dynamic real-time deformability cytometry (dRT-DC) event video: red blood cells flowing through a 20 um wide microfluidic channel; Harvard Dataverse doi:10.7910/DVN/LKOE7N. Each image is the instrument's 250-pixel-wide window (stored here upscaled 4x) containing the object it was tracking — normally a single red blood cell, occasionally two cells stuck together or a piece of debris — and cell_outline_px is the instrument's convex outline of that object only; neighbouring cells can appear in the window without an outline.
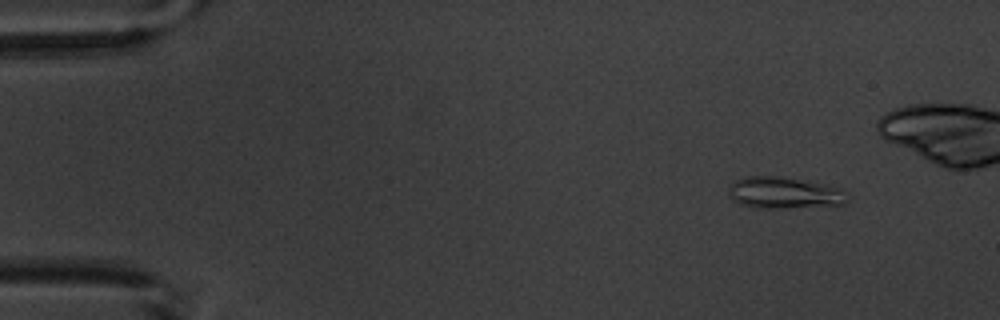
{"species": "common noctule bat (a hibernating species)", "species_latin": "Nyctalus noctula", "temperature_condition": "warm", "stored_images_in_passage": 6, "camera_frame_rate_fps": 3000, "um_per_image_px": 0.085, "animal": {"sex": "male", "body_mass_g": 20.1, "forearm_length_mm": 53.5}, "frame": {"image": 1, "passage_image": 2, "time_ms": 1.0, "image_size_px": [1000, 320], "cell_outline_px": [[852, 196], [844, 204], [788, 208], [752, 208], [740, 204], [728, 192], [728, 188], [736, 180], [744, 176], [776, 176], [824, 184], [848, 192]], "centroid_in_image_um": [66.68, 16.4], "position_along_channel_um": 18.3, "area_um2": 21.79}}